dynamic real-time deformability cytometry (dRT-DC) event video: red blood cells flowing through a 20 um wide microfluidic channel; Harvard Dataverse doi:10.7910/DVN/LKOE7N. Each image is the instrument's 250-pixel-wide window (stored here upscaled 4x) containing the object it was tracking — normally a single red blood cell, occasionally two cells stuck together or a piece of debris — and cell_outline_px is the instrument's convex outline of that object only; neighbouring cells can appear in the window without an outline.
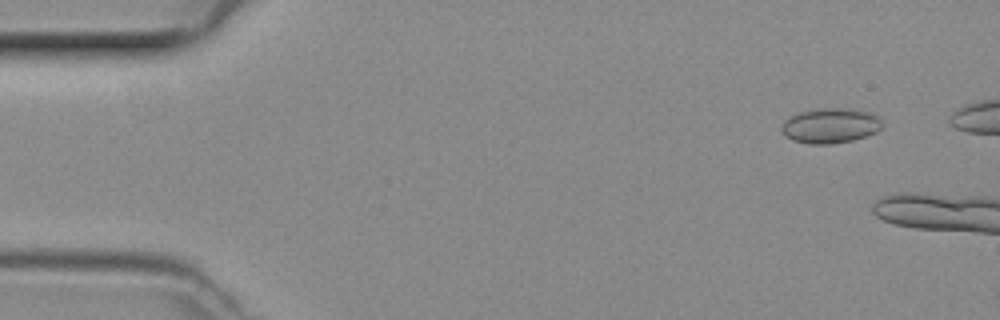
{"species": "common noctule bat (a hibernating species)", "species_latin": "Nyctalus noctula", "temperature_condition": "room temperature", "stored_images_in_passage": 5, "camera_frame_rate_fps": 3000, "um_per_image_px": 0.085, "animal": {"sex": "female", "body_mass_g": 29.2, "forearm_length_mm": 56.3}, "frame": {"image": 1, "passage_image": 2, "time_ms": 0.333, "image_size_px": [1000, 320], "cell_outline_px": [[884, 124], [876, 132], [852, 140], [828, 144], [812, 144], [792, 140], [784, 136], [780, 128], [784, 120], [788, 116], [800, 112], [828, 108], [848, 108], [872, 112]], "centroid_in_image_um": [70.56, 10.67], "position_along_channel_um": 14.4, "area_um2": 20.52}}